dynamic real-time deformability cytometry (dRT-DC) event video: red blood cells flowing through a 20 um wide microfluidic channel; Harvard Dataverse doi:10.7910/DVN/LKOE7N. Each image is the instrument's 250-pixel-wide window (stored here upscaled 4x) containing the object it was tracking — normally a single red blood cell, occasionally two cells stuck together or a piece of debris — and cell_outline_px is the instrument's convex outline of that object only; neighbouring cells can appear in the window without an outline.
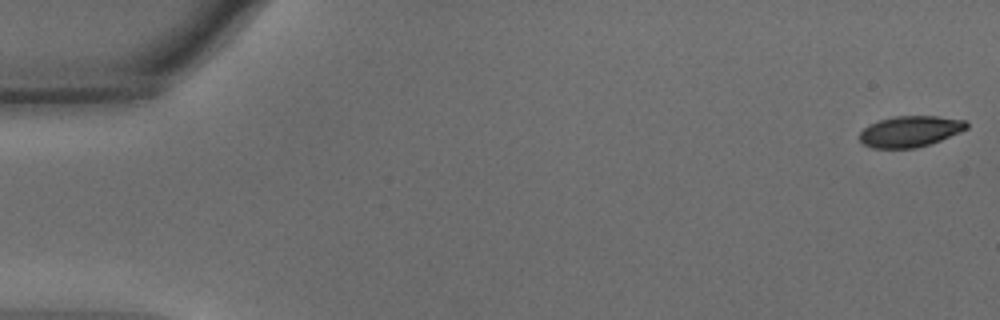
{"species": "common noctule bat (a hibernating species)", "species_latin": "Nyctalus noctula", "temperature_condition": "warm", "stored_images_in_passage": 54, "camera_frame_rate_fps": 3000, "um_per_image_px": 0.085, "animal": {"sex": "male", "body_mass_g": 15.6}, "frame": {"image": 1, "passage_image": 1, "time_ms": 0.0, "image_size_px": [1000, 320], "cell_outline_px": [[968, 128], [960, 132], [940, 140], [916, 148], [872, 148], [864, 144], [860, 140], [860, 132], [864, 128], [880, 120], [896, 116], [936, 116], [964, 120], [968, 124]], "centroid_in_image_um": [77.37, 11.17], "position_along_channel_um": 7.6, "area_um2": 19.07}}
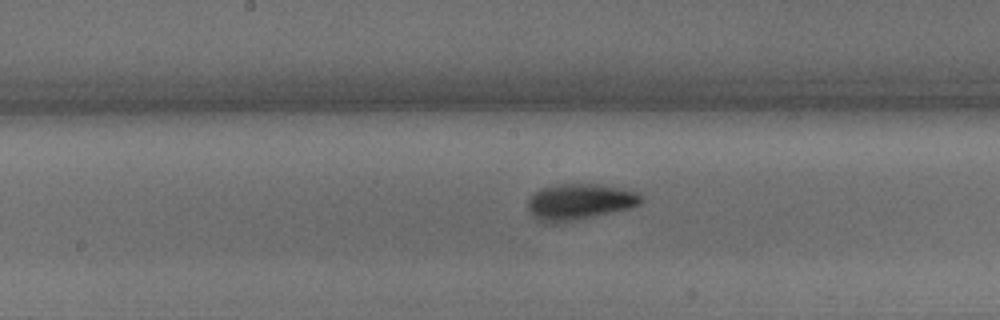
{"frame": {"image": 2, "passage_image": 28, "time_ms": 9.0, "image_size_px": [1000, 320], "cell_outline_px": [[644, 200], [640, 204], [628, 208], [596, 216], [556, 224], [544, 224], [528, 212], [528, 200], [536, 192], [544, 188], [560, 184], [596, 184], [624, 188], [640, 192], [644, 196]], "centroid_in_image_um": [49.3, 17.17], "position_along_channel_um": 198.9, "area_um2": 24.04}}
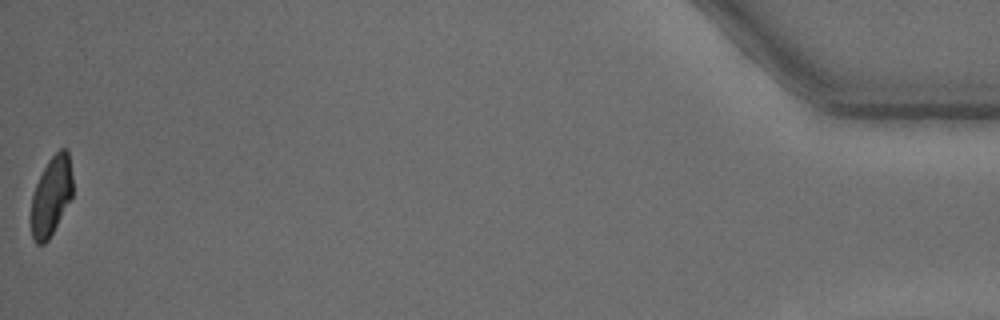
{"frame": {"image": 3, "passage_image": 54, "time_ms": 17.667, "image_size_px": [1000, 320], "cell_outline_px": [[72, 196], [48, 240], [44, 244], [36, 244], [32, 236], [32, 196], [36, 184], [48, 160], [60, 148], [68, 148], [72, 176]], "centroid_in_image_um": [4.37, 16.62], "position_along_channel_um": 430.8, "area_um2": 18.84}, "authors_computed_cell_mechanics": {"area_um2": 21.2704, "velocity_mm_per_s": 3.7648, "shape_relaxation_time_tau1_ms": 2.4073, "shape_relaxation_time_tau2_ms": 2.9664, "deformation_change_tau1": 0.1391, "deformation_change_tau2": 0.0635}}